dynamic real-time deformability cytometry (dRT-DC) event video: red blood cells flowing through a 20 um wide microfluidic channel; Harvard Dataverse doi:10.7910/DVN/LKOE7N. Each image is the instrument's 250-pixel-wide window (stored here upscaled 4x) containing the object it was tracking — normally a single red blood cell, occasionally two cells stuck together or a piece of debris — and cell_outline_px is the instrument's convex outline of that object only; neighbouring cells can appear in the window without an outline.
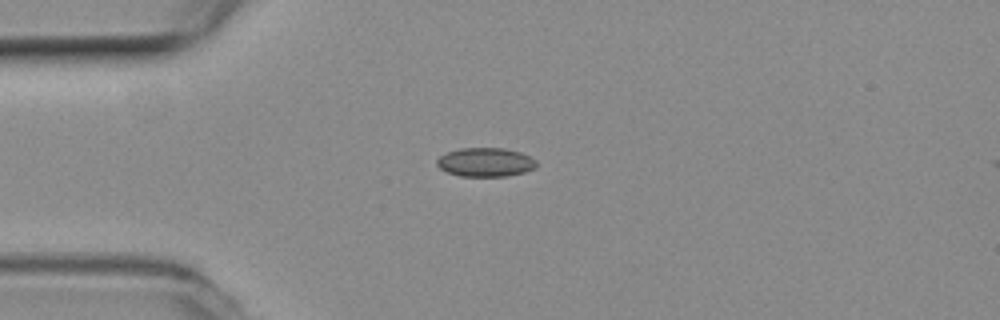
{"species": "common noctule bat (a hibernating species)", "species_latin": "Nyctalus noctula", "temperature_condition": "room temperature", "stored_images_in_passage": 3, "camera_frame_rate_fps": 3000, "um_per_image_px": 0.085, "animal": {"sex": "female", "body_mass_g": 19.3, "forearm_length_mm": 54.1}, "frame": {"image": 1, "passage_image": 2, "time_ms": 0.333, "image_size_px": [1000, 320], "cell_outline_px": [[536, 168], [524, 172], [508, 176], [460, 176], [448, 172], [440, 168], [436, 164], [436, 160], [440, 156], [448, 152], [460, 148], [504, 148], [520, 152], [536, 160]], "centroid_in_image_um": [41.27, 13.79], "position_along_channel_um": 43.7, "area_um2": 16.7}}